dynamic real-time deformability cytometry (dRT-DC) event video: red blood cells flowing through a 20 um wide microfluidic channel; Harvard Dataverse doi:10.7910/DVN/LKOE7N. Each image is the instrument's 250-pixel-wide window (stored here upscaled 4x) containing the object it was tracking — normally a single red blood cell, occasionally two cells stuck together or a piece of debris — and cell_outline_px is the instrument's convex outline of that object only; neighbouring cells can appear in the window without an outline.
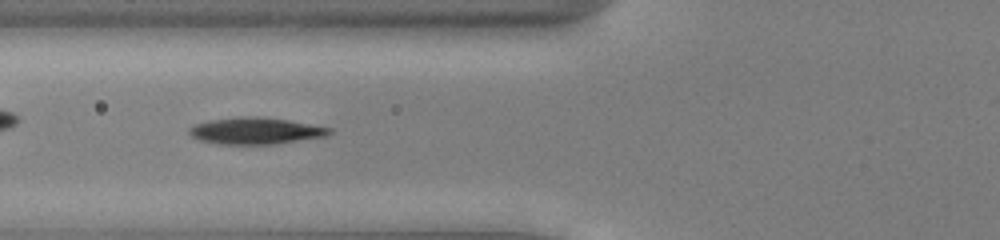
{"species": "common noctule bat (a hibernating species)", "species_latin": "Nyctalus noctula", "temperature_condition": "cold", "stored_images_in_passage": 52, "camera_frame_rate_fps": 3000, "um_per_image_px": 0.085, "animal": {"sex": "male", "body_mass_g": 13.0, "forearm_length_mm": 53.1}, "frame": {"image": 1, "passage_image": 20, "time_ms": 6.333, "image_size_px": [1000, 240], "cell_outline_px": [[332, 132], [324, 136], [276, 144], [220, 144], [200, 140], [192, 136], [188, 132], [188, 128], [196, 124], [208, 120], [248, 116], [256, 116], [288, 120], [332, 128]], "centroid_in_image_um": [21.71, 11.12], "position_along_channel_um": 104.1, "area_um2": 21.56}}
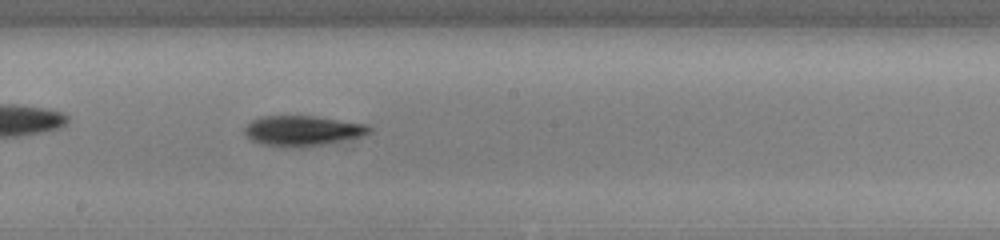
{"frame": {"image": 2, "passage_image": 29, "time_ms": 9.333, "image_size_px": [1000, 240], "cell_outline_px": [[372, 132], [364, 136], [328, 144], [300, 148], [288, 148], [260, 144], [252, 140], [244, 132], [244, 128], [252, 120], [260, 116], [316, 116], [368, 124], [372, 128]], "centroid_in_image_um": [25.76, 11.13], "position_along_channel_um": 222.4, "area_um2": 22.48}}
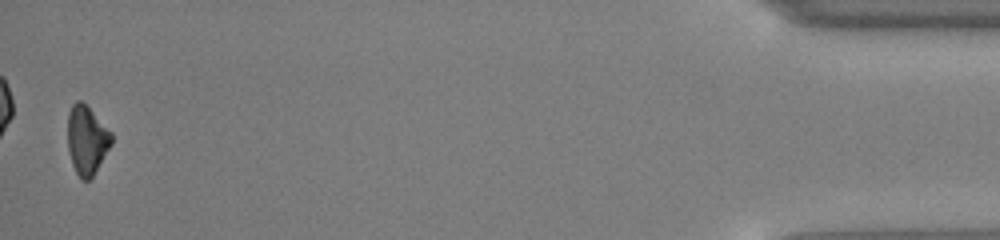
{"frame": {"image": 3, "passage_image": 51, "time_ms": 16.667, "image_size_px": [1000, 240], "cell_outline_px": [[112, 144], [92, 176], [88, 180], [80, 180], [72, 164], [68, 152], [68, 112], [72, 104], [76, 100], [80, 100], [112, 132]], "centroid_in_image_um": [7.36, 11.91], "position_along_channel_um": 427.8, "area_um2": 17.4}, "authors_computed_cell_mechanics": {"area_um2": 20.4323, "velocity_mm_per_s": 3.9463, "shape_relaxation_time_tau1_ms": 2.3373, "shape_relaxation_time_tau2_ms": null, "deformation_change_tau1": 0.1187, "deformation_change_tau2": null}}